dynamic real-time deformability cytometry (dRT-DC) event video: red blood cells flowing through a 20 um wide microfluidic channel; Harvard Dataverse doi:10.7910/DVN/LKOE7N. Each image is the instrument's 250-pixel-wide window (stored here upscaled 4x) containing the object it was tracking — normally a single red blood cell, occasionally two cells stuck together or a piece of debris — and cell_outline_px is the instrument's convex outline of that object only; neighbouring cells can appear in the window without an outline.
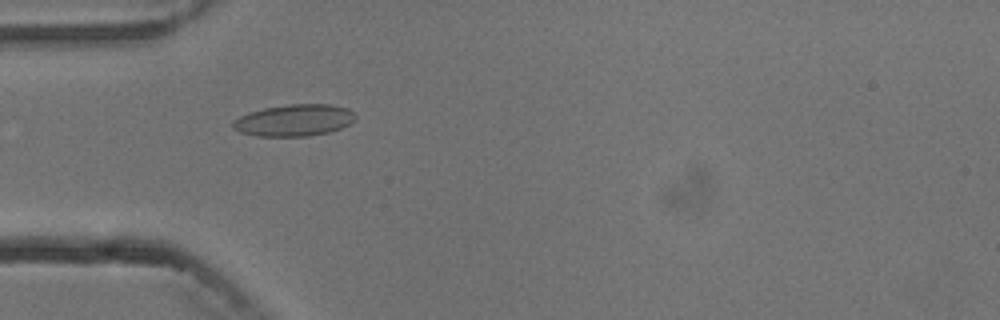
{"species": "common noctule bat (a hibernating species)", "species_latin": "Nyctalus noctula", "temperature_condition": "cold", "stored_images_in_passage": 4, "camera_frame_rate_fps": 3000, "um_per_image_px": 0.085, "animal": {"sex": "male", "body_mass_g": 13.3}, "frame": {"image": 1, "passage_image": 1, "time_ms": 0.0, "image_size_px": [1000, 320], "cell_outline_px": [[356, 120], [352, 124], [332, 132], [308, 136], [256, 136], [240, 132], [232, 128], [232, 120], [248, 112], [264, 108], [288, 104], [332, 104], [348, 108], [356, 112]], "centroid_in_image_um": [25.06, 10.22], "position_along_channel_um": 59.9, "area_um2": 23.18}}
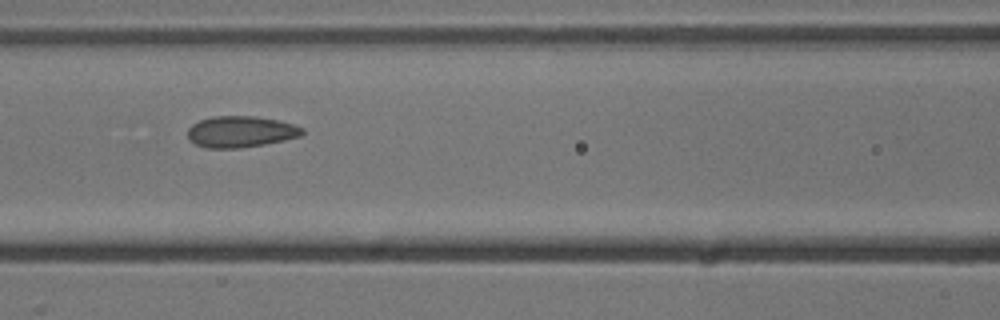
{"frame": {"image": 2, "passage_image": 3, "time_ms": 2.333, "image_size_px": [1000, 320], "cell_outline_px": [[304, 132], [300, 136], [284, 140], [264, 144], [236, 148], [204, 148], [196, 144], [188, 136], [188, 128], [192, 124], [200, 120], [212, 116], [256, 116], [276, 120], [292, 124], [304, 128]], "centroid_in_image_um": [20.45, 11.19], "position_along_channel_um": 146.2, "area_um2": 20.75}}
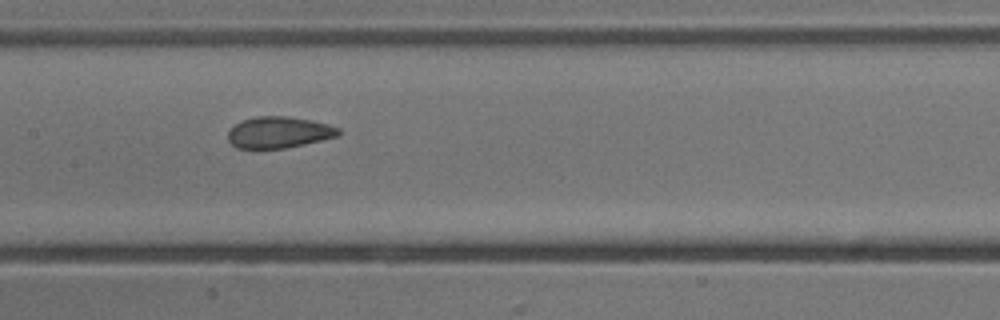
{"frame": {"image": 3, "passage_image": 4, "time_ms": 3.333, "image_size_px": [1000, 320], "cell_outline_px": [[340, 136], [304, 144], [284, 148], [236, 148], [228, 140], [228, 132], [240, 120], [256, 116], [288, 116], [312, 120], [328, 124], [340, 128]], "centroid_in_image_um": [23.72, 11.24], "position_along_channel_um": 183.7, "area_um2": 20.29}}